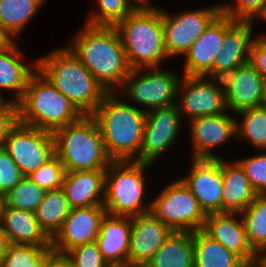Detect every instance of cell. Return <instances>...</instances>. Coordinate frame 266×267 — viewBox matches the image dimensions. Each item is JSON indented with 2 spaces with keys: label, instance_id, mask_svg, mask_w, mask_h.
I'll return each instance as SVG.
<instances>
[{
  "label": "cell",
  "instance_id": "45",
  "mask_svg": "<svg viewBox=\"0 0 266 267\" xmlns=\"http://www.w3.org/2000/svg\"><path fill=\"white\" fill-rule=\"evenodd\" d=\"M252 264L255 267H266V249L256 251Z\"/></svg>",
  "mask_w": 266,
  "mask_h": 267
},
{
  "label": "cell",
  "instance_id": "28",
  "mask_svg": "<svg viewBox=\"0 0 266 267\" xmlns=\"http://www.w3.org/2000/svg\"><path fill=\"white\" fill-rule=\"evenodd\" d=\"M194 267H242L246 263L202 230L193 232Z\"/></svg>",
  "mask_w": 266,
  "mask_h": 267
},
{
  "label": "cell",
  "instance_id": "33",
  "mask_svg": "<svg viewBox=\"0 0 266 267\" xmlns=\"http://www.w3.org/2000/svg\"><path fill=\"white\" fill-rule=\"evenodd\" d=\"M52 246L9 244L0 260V267H45Z\"/></svg>",
  "mask_w": 266,
  "mask_h": 267
},
{
  "label": "cell",
  "instance_id": "18",
  "mask_svg": "<svg viewBox=\"0 0 266 267\" xmlns=\"http://www.w3.org/2000/svg\"><path fill=\"white\" fill-rule=\"evenodd\" d=\"M239 213H212L206 216L202 231L234 252L245 263H252L256 251L251 246Z\"/></svg>",
  "mask_w": 266,
  "mask_h": 267
},
{
  "label": "cell",
  "instance_id": "24",
  "mask_svg": "<svg viewBox=\"0 0 266 267\" xmlns=\"http://www.w3.org/2000/svg\"><path fill=\"white\" fill-rule=\"evenodd\" d=\"M0 225L9 244L50 246L51 239L40 228L32 211L3 205Z\"/></svg>",
  "mask_w": 266,
  "mask_h": 267
},
{
  "label": "cell",
  "instance_id": "51",
  "mask_svg": "<svg viewBox=\"0 0 266 267\" xmlns=\"http://www.w3.org/2000/svg\"><path fill=\"white\" fill-rule=\"evenodd\" d=\"M4 205V195L0 193V216Z\"/></svg>",
  "mask_w": 266,
  "mask_h": 267
},
{
  "label": "cell",
  "instance_id": "8",
  "mask_svg": "<svg viewBox=\"0 0 266 267\" xmlns=\"http://www.w3.org/2000/svg\"><path fill=\"white\" fill-rule=\"evenodd\" d=\"M150 204V212L172 231L203 229L207 215L181 179L166 186Z\"/></svg>",
  "mask_w": 266,
  "mask_h": 267
},
{
  "label": "cell",
  "instance_id": "37",
  "mask_svg": "<svg viewBox=\"0 0 266 267\" xmlns=\"http://www.w3.org/2000/svg\"><path fill=\"white\" fill-rule=\"evenodd\" d=\"M235 5H221V13L234 21H253L266 15V0H235Z\"/></svg>",
  "mask_w": 266,
  "mask_h": 267
},
{
  "label": "cell",
  "instance_id": "29",
  "mask_svg": "<svg viewBox=\"0 0 266 267\" xmlns=\"http://www.w3.org/2000/svg\"><path fill=\"white\" fill-rule=\"evenodd\" d=\"M70 210L65 192L60 188L46 191L34 213L40 228L52 239L61 229Z\"/></svg>",
  "mask_w": 266,
  "mask_h": 267
},
{
  "label": "cell",
  "instance_id": "12",
  "mask_svg": "<svg viewBox=\"0 0 266 267\" xmlns=\"http://www.w3.org/2000/svg\"><path fill=\"white\" fill-rule=\"evenodd\" d=\"M181 122L177 104L148 110L139 162L153 164L165 150H168L180 132Z\"/></svg>",
  "mask_w": 266,
  "mask_h": 267
},
{
  "label": "cell",
  "instance_id": "7",
  "mask_svg": "<svg viewBox=\"0 0 266 267\" xmlns=\"http://www.w3.org/2000/svg\"><path fill=\"white\" fill-rule=\"evenodd\" d=\"M150 163L135 160L112 161L106 169L103 206L109 215L136 216L150 212L151 204L143 206L144 171Z\"/></svg>",
  "mask_w": 266,
  "mask_h": 267
},
{
  "label": "cell",
  "instance_id": "41",
  "mask_svg": "<svg viewBox=\"0 0 266 267\" xmlns=\"http://www.w3.org/2000/svg\"><path fill=\"white\" fill-rule=\"evenodd\" d=\"M266 33L256 36L250 47L249 63L266 79Z\"/></svg>",
  "mask_w": 266,
  "mask_h": 267
},
{
  "label": "cell",
  "instance_id": "23",
  "mask_svg": "<svg viewBox=\"0 0 266 267\" xmlns=\"http://www.w3.org/2000/svg\"><path fill=\"white\" fill-rule=\"evenodd\" d=\"M226 106L238 113L242 110L266 104V79L249 63L240 65L233 86L225 95Z\"/></svg>",
  "mask_w": 266,
  "mask_h": 267
},
{
  "label": "cell",
  "instance_id": "30",
  "mask_svg": "<svg viewBox=\"0 0 266 267\" xmlns=\"http://www.w3.org/2000/svg\"><path fill=\"white\" fill-rule=\"evenodd\" d=\"M45 0H0V26L13 40Z\"/></svg>",
  "mask_w": 266,
  "mask_h": 267
},
{
  "label": "cell",
  "instance_id": "31",
  "mask_svg": "<svg viewBox=\"0 0 266 267\" xmlns=\"http://www.w3.org/2000/svg\"><path fill=\"white\" fill-rule=\"evenodd\" d=\"M248 240L255 251L266 249V194L257 195L241 213Z\"/></svg>",
  "mask_w": 266,
  "mask_h": 267
},
{
  "label": "cell",
  "instance_id": "16",
  "mask_svg": "<svg viewBox=\"0 0 266 267\" xmlns=\"http://www.w3.org/2000/svg\"><path fill=\"white\" fill-rule=\"evenodd\" d=\"M173 231L151 212L131 217L129 265L144 267Z\"/></svg>",
  "mask_w": 266,
  "mask_h": 267
},
{
  "label": "cell",
  "instance_id": "49",
  "mask_svg": "<svg viewBox=\"0 0 266 267\" xmlns=\"http://www.w3.org/2000/svg\"><path fill=\"white\" fill-rule=\"evenodd\" d=\"M13 102V100H5L2 97L1 91H0V110L6 109L11 103Z\"/></svg>",
  "mask_w": 266,
  "mask_h": 267
},
{
  "label": "cell",
  "instance_id": "1",
  "mask_svg": "<svg viewBox=\"0 0 266 267\" xmlns=\"http://www.w3.org/2000/svg\"><path fill=\"white\" fill-rule=\"evenodd\" d=\"M84 25L68 48L108 93H115L131 70L119 34L114 26Z\"/></svg>",
  "mask_w": 266,
  "mask_h": 267
},
{
  "label": "cell",
  "instance_id": "10",
  "mask_svg": "<svg viewBox=\"0 0 266 267\" xmlns=\"http://www.w3.org/2000/svg\"><path fill=\"white\" fill-rule=\"evenodd\" d=\"M3 148L27 177L55 155L53 133L19 122L9 130Z\"/></svg>",
  "mask_w": 266,
  "mask_h": 267
},
{
  "label": "cell",
  "instance_id": "46",
  "mask_svg": "<svg viewBox=\"0 0 266 267\" xmlns=\"http://www.w3.org/2000/svg\"><path fill=\"white\" fill-rule=\"evenodd\" d=\"M8 245L9 242L7 240L5 232L2 230L0 225V260L3 257L4 253L6 252Z\"/></svg>",
  "mask_w": 266,
  "mask_h": 267
},
{
  "label": "cell",
  "instance_id": "50",
  "mask_svg": "<svg viewBox=\"0 0 266 267\" xmlns=\"http://www.w3.org/2000/svg\"><path fill=\"white\" fill-rule=\"evenodd\" d=\"M107 267H132L129 264H109Z\"/></svg>",
  "mask_w": 266,
  "mask_h": 267
},
{
  "label": "cell",
  "instance_id": "3",
  "mask_svg": "<svg viewBox=\"0 0 266 267\" xmlns=\"http://www.w3.org/2000/svg\"><path fill=\"white\" fill-rule=\"evenodd\" d=\"M114 94L108 93L91 116L113 161H139L147 111L126 104Z\"/></svg>",
  "mask_w": 266,
  "mask_h": 267
},
{
  "label": "cell",
  "instance_id": "52",
  "mask_svg": "<svg viewBox=\"0 0 266 267\" xmlns=\"http://www.w3.org/2000/svg\"><path fill=\"white\" fill-rule=\"evenodd\" d=\"M242 267H255L252 263H246L244 266Z\"/></svg>",
  "mask_w": 266,
  "mask_h": 267
},
{
  "label": "cell",
  "instance_id": "5",
  "mask_svg": "<svg viewBox=\"0 0 266 267\" xmlns=\"http://www.w3.org/2000/svg\"><path fill=\"white\" fill-rule=\"evenodd\" d=\"M17 114L19 123L51 133L83 116L38 70L17 103Z\"/></svg>",
  "mask_w": 266,
  "mask_h": 267
},
{
  "label": "cell",
  "instance_id": "39",
  "mask_svg": "<svg viewBox=\"0 0 266 267\" xmlns=\"http://www.w3.org/2000/svg\"><path fill=\"white\" fill-rule=\"evenodd\" d=\"M75 267H107L96 242L76 246L64 254Z\"/></svg>",
  "mask_w": 266,
  "mask_h": 267
},
{
  "label": "cell",
  "instance_id": "19",
  "mask_svg": "<svg viewBox=\"0 0 266 267\" xmlns=\"http://www.w3.org/2000/svg\"><path fill=\"white\" fill-rule=\"evenodd\" d=\"M225 15L220 13L192 44L185 55L184 74L206 76L212 69L216 55L223 44Z\"/></svg>",
  "mask_w": 266,
  "mask_h": 267
},
{
  "label": "cell",
  "instance_id": "32",
  "mask_svg": "<svg viewBox=\"0 0 266 267\" xmlns=\"http://www.w3.org/2000/svg\"><path fill=\"white\" fill-rule=\"evenodd\" d=\"M242 121L236 122V134L255 148L266 151V104L242 110ZM252 142V143H251Z\"/></svg>",
  "mask_w": 266,
  "mask_h": 267
},
{
  "label": "cell",
  "instance_id": "47",
  "mask_svg": "<svg viewBox=\"0 0 266 267\" xmlns=\"http://www.w3.org/2000/svg\"><path fill=\"white\" fill-rule=\"evenodd\" d=\"M13 40L0 26V49L8 46Z\"/></svg>",
  "mask_w": 266,
  "mask_h": 267
},
{
  "label": "cell",
  "instance_id": "25",
  "mask_svg": "<svg viewBox=\"0 0 266 267\" xmlns=\"http://www.w3.org/2000/svg\"><path fill=\"white\" fill-rule=\"evenodd\" d=\"M223 177L222 213H241L257 196L237 161L225 162L221 159Z\"/></svg>",
  "mask_w": 266,
  "mask_h": 267
},
{
  "label": "cell",
  "instance_id": "2",
  "mask_svg": "<svg viewBox=\"0 0 266 267\" xmlns=\"http://www.w3.org/2000/svg\"><path fill=\"white\" fill-rule=\"evenodd\" d=\"M37 70L62 92L82 115H92L108 94L68 48L36 59Z\"/></svg>",
  "mask_w": 266,
  "mask_h": 267
},
{
  "label": "cell",
  "instance_id": "4",
  "mask_svg": "<svg viewBox=\"0 0 266 267\" xmlns=\"http://www.w3.org/2000/svg\"><path fill=\"white\" fill-rule=\"evenodd\" d=\"M114 27L131 70L159 67L164 59L169 58L165 47L161 8L135 9Z\"/></svg>",
  "mask_w": 266,
  "mask_h": 267
},
{
  "label": "cell",
  "instance_id": "13",
  "mask_svg": "<svg viewBox=\"0 0 266 267\" xmlns=\"http://www.w3.org/2000/svg\"><path fill=\"white\" fill-rule=\"evenodd\" d=\"M106 214L103 205L71 209L61 229L51 239L53 252L64 255L76 246L95 242Z\"/></svg>",
  "mask_w": 266,
  "mask_h": 267
},
{
  "label": "cell",
  "instance_id": "34",
  "mask_svg": "<svg viewBox=\"0 0 266 267\" xmlns=\"http://www.w3.org/2000/svg\"><path fill=\"white\" fill-rule=\"evenodd\" d=\"M45 192L43 188L25 176L4 195V204L11 208L35 212Z\"/></svg>",
  "mask_w": 266,
  "mask_h": 267
},
{
  "label": "cell",
  "instance_id": "42",
  "mask_svg": "<svg viewBox=\"0 0 266 267\" xmlns=\"http://www.w3.org/2000/svg\"><path fill=\"white\" fill-rule=\"evenodd\" d=\"M236 71L237 68H231L221 71H210L206 76L213 83L214 87H216L219 91L226 95L233 86L234 79L236 78Z\"/></svg>",
  "mask_w": 266,
  "mask_h": 267
},
{
  "label": "cell",
  "instance_id": "38",
  "mask_svg": "<svg viewBox=\"0 0 266 267\" xmlns=\"http://www.w3.org/2000/svg\"><path fill=\"white\" fill-rule=\"evenodd\" d=\"M257 195L266 194V151L252 157L237 160Z\"/></svg>",
  "mask_w": 266,
  "mask_h": 267
},
{
  "label": "cell",
  "instance_id": "40",
  "mask_svg": "<svg viewBox=\"0 0 266 267\" xmlns=\"http://www.w3.org/2000/svg\"><path fill=\"white\" fill-rule=\"evenodd\" d=\"M25 175L18 168L11 156L0 148V193L5 195L15 187Z\"/></svg>",
  "mask_w": 266,
  "mask_h": 267
},
{
  "label": "cell",
  "instance_id": "35",
  "mask_svg": "<svg viewBox=\"0 0 266 267\" xmlns=\"http://www.w3.org/2000/svg\"><path fill=\"white\" fill-rule=\"evenodd\" d=\"M100 8L92 13L86 24L94 26H115L129 16L136 8L128 0H97Z\"/></svg>",
  "mask_w": 266,
  "mask_h": 267
},
{
  "label": "cell",
  "instance_id": "9",
  "mask_svg": "<svg viewBox=\"0 0 266 267\" xmlns=\"http://www.w3.org/2000/svg\"><path fill=\"white\" fill-rule=\"evenodd\" d=\"M144 69V70H143ZM148 70L146 73L142 71ZM139 73H142L139 76ZM182 76L160 67L139 68L130 70L120 91H124L128 99L142 104L148 110L167 107L174 104L175 96L180 90ZM125 87V88H124ZM149 108V109H148Z\"/></svg>",
  "mask_w": 266,
  "mask_h": 267
},
{
  "label": "cell",
  "instance_id": "17",
  "mask_svg": "<svg viewBox=\"0 0 266 267\" xmlns=\"http://www.w3.org/2000/svg\"><path fill=\"white\" fill-rule=\"evenodd\" d=\"M236 122L234 117L224 113L191 119L193 159H219L210 150L236 134Z\"/></svg>",
  "mask_w": 266,
  "mask_h": 267
},
{
  "label": "cell",
  "instance_id": "14",
  "mask_svg": "<svg viewBox=\"0 0 266 267\" xmlns=\"http://www.w3.org/2000/svg\"><path fill=\"white\" fill-rule=\"evenodd\" d=\"M206 215L222 213L223 177L221 158L192 159L187 177L181 178Z\"/></svg>",
  "mask_w": 266,
  "mask_h": 267
},
{
  "label": "cell",
  "instance_id": "27",
  "mask_svg": "<svg viewBox=\"0 0 266 267\" xmlns=\"http://www.w3.org/2000/svg\"><path fill=\"white\" fill-rule=\"evenodd\" d=\"M193 232L173 231L144 267H194Z\"/></svg>",
  "mask_w": 266,
  "mask_h": 267
},
{
  "label": "cell",
  "instance_id": "22",
  "mask_svg": "<svg viewBox=\"0 0 266 267\" xmlns=\"http://www.w3.org/2000/svg\"><path fill=\"white\" fill-rule=\"evenodd\" d=\"M131 217L106 214L96 244L108 264H129Z\"/></svg>",
  "mask_w": 266,
  "mask_h": 267
},
{
  "label": "cell",
  "instance_id": "43",
  "mask_svg": "<svg viewBox=\"0 0 266 267\" xmlns=\"http://www.w3.org/2000/svg\"><path fill=\"white\" fill-rule=\"evenodd\" d=\"M18 122L17 104L12 102L6 109L0 110V148L6 141L9 130Z\"/></svg>",
  "mask_w": 266,
  "mask_h": 267
},
{
  "label": "cell",
  "instance_id": "36",
  "mask_svg": "<svg viewBox=\"0 0 266 267\" xmlns=\"http://www.w3.org/2000/svg\"><path fill=\"white\" fill-rule=\"evenodd\" d=\"M65 168L59 157L55 154L49 161L33 171L28 178L45 191L62 188Z\"/></svg>",
  "mask_w": 266,
  "mask_h": 267
},
{
  "label": "cell",
  "instance_id": "15",
  "mask_svg": "<svg viewBox=\"0 0 266 267\" xmlns=\"http://www.w3.org/2000/svg\"><path fill=\"white\" fill-rule=\"evenodd\" d=\"M179 86L184 87L183 96L177 104L180 115L191 120L227 111L225 95L213 86L207 76L183 75Z\"/></svg>",
  "mask_w": 266,
  "mask_h": 267
},
{
  "label": "cell",
  "instance_id": "11",
  "mask_svg": "<svg viewBox=\"0 0 266 267\" xmlns=\"http://www.w3.org/2000/svg\"><path fill=\"white\" fill-rule=\"evenodd\" d=\"M220 13V4L189 10L176 16L162 10L165 47L169 58L184 55Z\"/></svg>",
  "mask_w": 266,
  "mask_h": 267
},
{
  "label": "cell",
  "instance_id": "20",
  "mask_svg": "<svg viewBox=\"0 0 266 267\" xmlns=\"http://www.w3.org/2000/svg\"><path fill=\"white\" fill-rule=\"evenodd\" d=\"M253 23V21H234L225 15L224 40L211 71L238 68L249 61L250 47L255 39L251 37Z\"/></svg>",
  "mask_w": 266,
  "mask_h": 267
},
{
  "label": "cell",
  "instance_id": "6",
  "mask_svg": "<svg viewBox=\"0 0 266 267\" xmlns=\"http://www.w3.org/2000/svg\"><path fill=\"white\" fill-rule=\"evenodd\" d=\"M55 154L66 172L107 169V154L100 128L91 115H83L53 133Z\"/></svg>",
  "mask_w": 266,
  "mask_h": 267
},
{
  "label": "cell",
  "instance_id": "26",
  "mask_svg": "<svg viewBox=\"0 0 266 267\" xmlns=\"http://www.w3.org/2000/svg\"><path fill=\"white\" fill-rule=\"evenodd\" d=\"M21 55L15 41L0 49V89L16 91L13 100L16 104L23 97L30 77L37 71V63L31 67L24 65Z\"/></svg>",
  "mask_w": 266,
  "mask_h": 267
},
{
  "label": "cell",
  "instance_id": "44",
  "mask_svg": "<svg viewBox=\"0 0 266 267\" xmlns=\"http://www.w3.org/2000/svg\"><path fill=\"white\" fill-rule=\"evenodd\" d=\"M45 267H75V266L65 255L52 252V254L47 259Z\"/></svg>",
  "mask_w": 266,
  "mask_h": 267
},
{
  "label": "cell",
  "instance_id": "21",
  "mask_svg": "<svg viewBox=\"0 0 266 267\" xmlns=\"http://www.w3.org/2000/svg\"><path fill=\"white\" fill-rule=\"evenodd\" d=\"M106 169L65 172L62 189L70 208L103 205Z\"/></svg>",
  "mask_w": 266,
  "mask_h": 267
},
{
  "label": "cell",
  "instance_id": "48",
  "mask_svg": "<svg viewBox=\"0 0 266 267\" xmlns=\"http://www.w3.org/2000/svg\"><path fill=\"white\" fill-rule=\"evenodd\" d=\"M134 1L136 4H134V7L136 9L138 8H154L153 6L150 5L149 0H128L130 4L131 2Z\"/></svg>",
  "mask_w": 266,
  "mask_h": 267
}]
</instances>
